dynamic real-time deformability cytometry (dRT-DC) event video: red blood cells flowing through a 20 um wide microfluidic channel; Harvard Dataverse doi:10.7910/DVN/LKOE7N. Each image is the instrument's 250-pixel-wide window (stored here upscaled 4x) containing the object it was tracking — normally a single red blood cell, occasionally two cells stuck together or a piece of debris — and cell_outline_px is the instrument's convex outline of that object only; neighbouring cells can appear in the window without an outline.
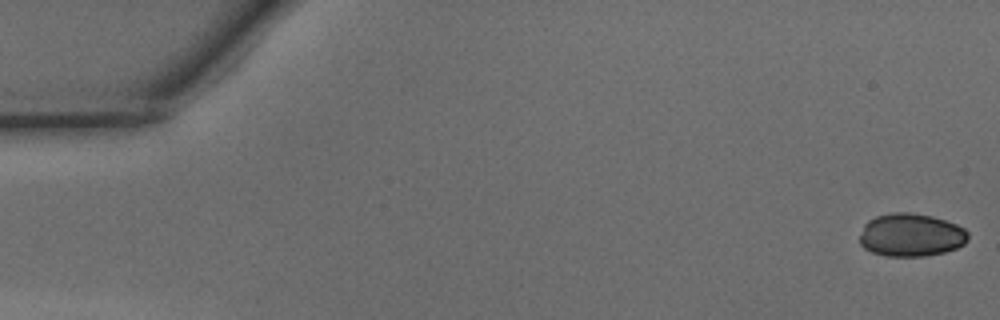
{"species": "common noctule bat (a hibernating species)", "species_latin": "Nyctalus noctula", "temperature_condition": "warm", "stored_images_in_passage": 40, "camera_frame_rate_fps": 3000, "um_per_image_px": 0.085, "animal": {"sex": "male", "body_mass_g": 15.6}, "frame": {"image": 1, "passage_image": 1, "time_ms": 0.0, "image_size_px": [1000, 320], "cell_outline_px": [[968, 240], [964, 244], [956, 248], [944, 252], [924, 256], [884, 256], [872, 252], [864, 248], [860, 244], [860, 236], [864, 224], [868, 220], [876, 216], [892, 212], [908, 212], [932, 216], [956, 224], [964, 228], [968, 232]], "centroid_in_image_um": [77.43, 19.97], "position_along_channel_um": 7.6, "area_um2": 27.28}}
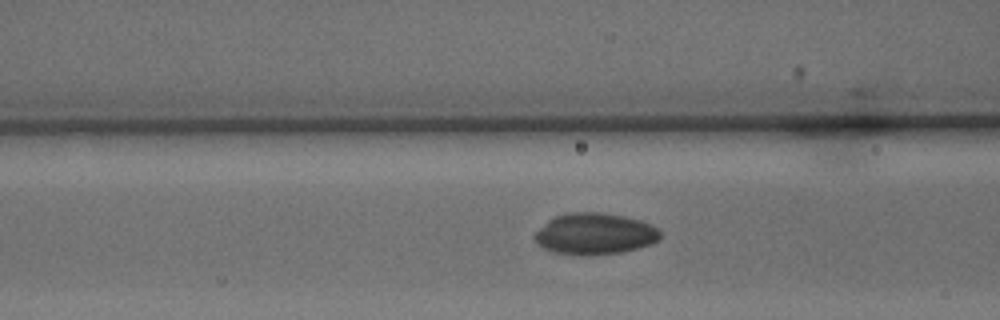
{"frame": {"image": 2, "passage_image": 19, "time_ms": 6.0, "image_size_px": [1000, 320], "cell_outline_px": [[660, 240], [652, 244], [620, 252], [588, 256], [580, 256], [556, 252], [544, 248], [532, 240], [532, 236], [548, 220], [556, 216], [568, 212], [600, 212], [624, 216], [640, 220], [652, 224], [660, 228]], "centroid_in_image_um": [50.56, 19.87], "position_along_channel_um": 116.0, "area_um2": 30.58}}
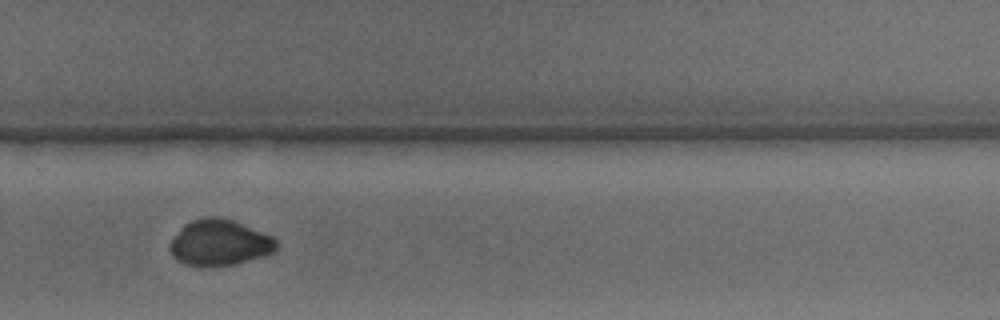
{"frame": {"image": 3, "passage_image": 33, "time_ms": 10.667, "image_size_px": [1000, 320], "cell_outline_px": [[276, 248], [272, 252], [236, 264], [200, 268], [184, 264], [176, 260], [172, 256], [168, 248], [168, 244], [180, 228], [184, 224], [192, 220], [204, 216], [216, 216], [232, 220], [272, 236], [276, 240]], "centroid_in_image_um": [18.57, 20.64], "position_along_channel_um": 311.2, "area_um2": 28.73}, "authors_computed_cell_mechanics": {"area_um2": 28.7266, "velocity_mm_per_s": 4.1824, "shape_relaxation_time_tau1_ms": 4.3862, "shape_relaxation_time_tau2_ms": 0.8026, "deformation_change_tau1": 0.1291, "deformation_change_tau2": 0.0368}}